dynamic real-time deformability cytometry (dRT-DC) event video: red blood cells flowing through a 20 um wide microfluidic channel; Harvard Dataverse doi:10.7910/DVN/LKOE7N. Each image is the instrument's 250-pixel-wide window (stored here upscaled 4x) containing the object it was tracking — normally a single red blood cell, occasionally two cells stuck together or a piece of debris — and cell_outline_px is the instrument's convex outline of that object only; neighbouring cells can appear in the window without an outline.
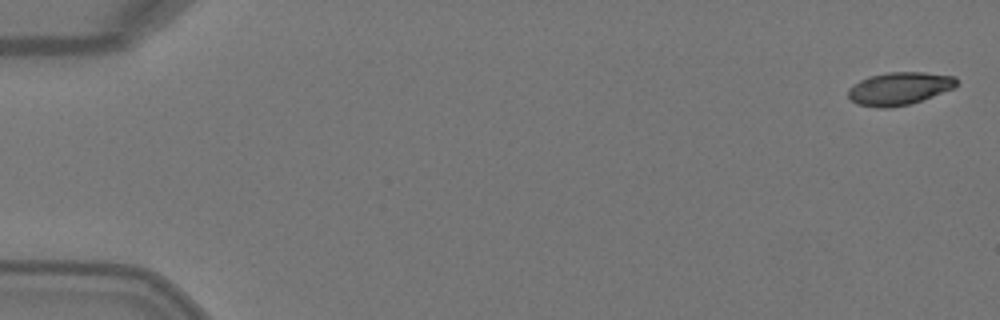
{"species": "Egyptian fruit bat (a non-hibernating species)", "species_latin": "Rousettus aegyptiacus", "temperature_condition": "warm", "stored_images_in_passage": 8, "camera_frame_rate_fps": 3000, "um_per_image_px": 0.085, "animal": {"sex": "female"}, "frame": {"image": 1, "passage_image": 1, "time_ms": 0.0, "image_size_px": [1000, 320], "cell_outline_px": [[956, 88], [908, 104], [888, 108], [880, 108], [856, 104], [848, 96], [848, 88], [860, 80], [868, 76], [888, 72], [924, 72], [956, 76]], "centroid_in_image_um": [76.43, 7.51], "position_along_channel_um": 8.6, "area_um2": 20.69}}
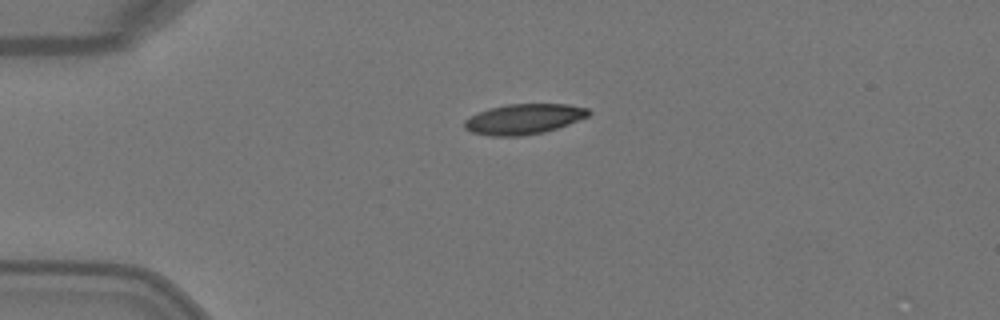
{"frame": {"image": 2, "passage_image": 4, "time_ms": 1.0, "image_size_px": [1000, 320], "cell_outline_px": [[592, 112], [588, 116], [568, 124], [544, 132], [520, 136], [492, 136], [472, 132], [464, 128], [464, 120], [488, 108], [508, 104], [568, 104], [588, 108]], "centroid_in_image_um": [44.54, 10.11], "position_along_channel_um": 40.5, "area_um2": 21.79}}
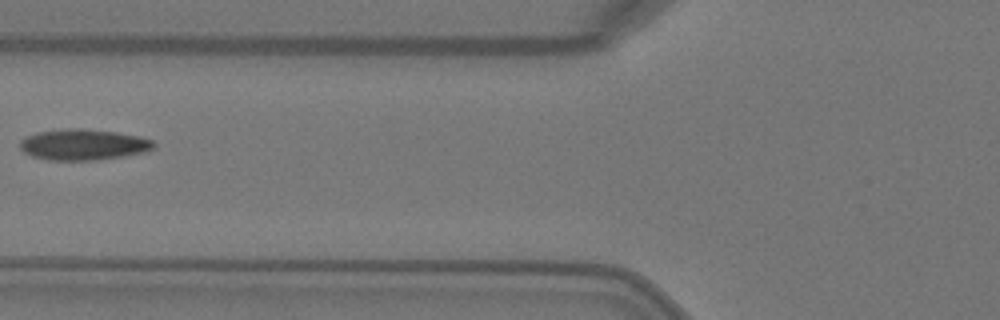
{"frame": {"image": 3, "passage_image": 6, "time_ms": 1.667, "image_size_px": [1000, 320], "cell_outline_px": [[156, 144], [152, 148], [144, 152], [124, 156], [96, 160], [48, 160], [32, 156], [24, 152], [20, 148], [20, 140], [36, 132], [68, 128], [84, 128], [116, 132], [140, 136], [152, 140]], "centroid_in_image_um": [7.08, 12.29], "position_along_channel_um": 118.7, "area_um2": 24.16}}